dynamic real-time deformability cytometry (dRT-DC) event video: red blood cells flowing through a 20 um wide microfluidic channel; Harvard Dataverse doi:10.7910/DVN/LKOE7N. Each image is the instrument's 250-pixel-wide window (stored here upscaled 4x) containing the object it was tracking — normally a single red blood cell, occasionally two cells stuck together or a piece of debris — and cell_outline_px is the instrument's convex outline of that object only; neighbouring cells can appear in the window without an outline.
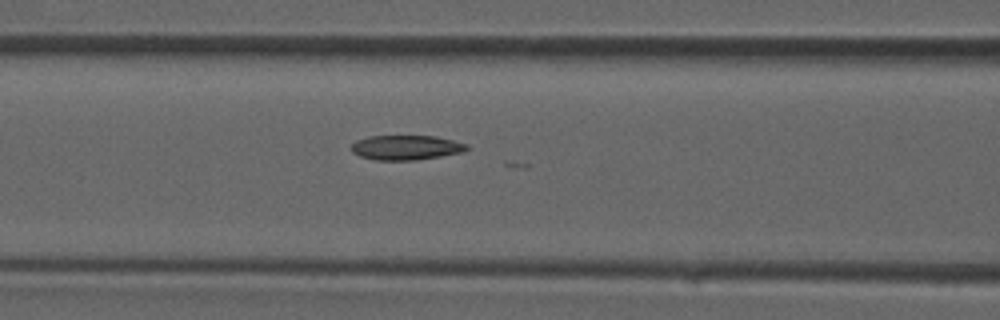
{"species": "common noctule bat (a hibernating species)", "species_latin": "Nyctalus noctula", "temperature_condition": "room temperature", "stored_images_in_passage": 19, "camera_frame_rate_fps": 3000, "um_per_image_px": 0.085, "animal": {"sex": "male", "forearm_length_mm": 52.5}, "frame": {"image": 1, "passage_image": 16, "time_ms": 5.0, "image_size_px": [1000, 320], "cell_outline_px": [[468, 148], [464, 152], [416, 160], [376, 160], [360, 156], [352, 152], [352, 144], [356, 140], [368, 136], [436, 136], [468, 144]], "centroid_in_image_um": [34.52, 12.54], "position_along_channel_um": 132.1, "area_um2": 16.59}}
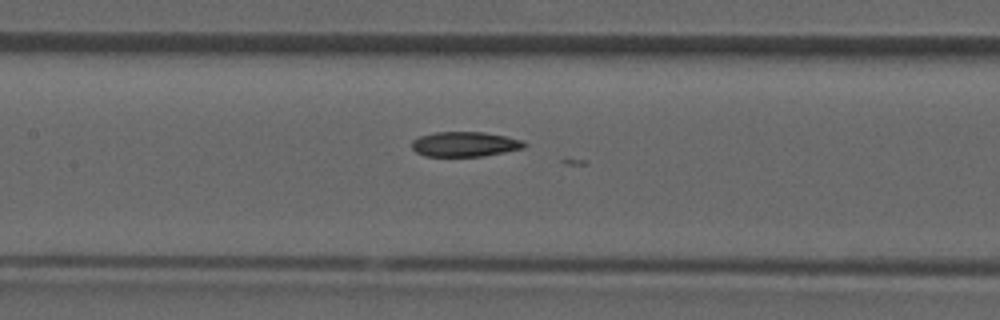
{"frame": {"image": 2, "passage_image": 18, "time_ms": 5.667, "image_size_px": [1000, 320], "cell_outline_px": [[528, 144], [524, 148], [504, 152], [480, 156], [424, 156], [416, 152], [412, 148], [412, 140], [420, 136], [436, 132], [484, 132], [524, 140]], "centroid_in_image_um": [39.52, 12.25], "position_along_channel_um": 167.9, "area_um2": 16.3}}